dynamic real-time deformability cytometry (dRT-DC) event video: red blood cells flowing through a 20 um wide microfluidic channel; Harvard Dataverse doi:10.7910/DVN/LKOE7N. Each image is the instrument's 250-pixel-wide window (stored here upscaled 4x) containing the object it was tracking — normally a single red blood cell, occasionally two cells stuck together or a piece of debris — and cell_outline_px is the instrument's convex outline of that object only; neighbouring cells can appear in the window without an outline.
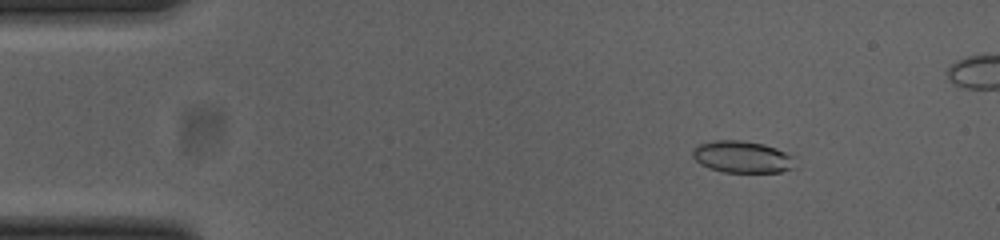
{"species": "common noctule bat (a hibernating species)", "species_latin": "Nyctalus noctula", "temperature_condition": "cold", "stored_images_in_passage": 49, "camera_frame_rate_fps": 3000, "um_per_image_px": 0.085, "animal": {"sex": "female", "body_mass_g": 23.0, "forearm_length_mm": 53.4}, "frame": {"image": 1, "passage_image": 7, "time_ms": 2.0, "image_size_px": [1000, 240], "cell_outline_px": [[792, 168], [780, 172], [724, 172], [708, 168], [700, 164], [692, 156], [692, 152], [696, 144], [716, 140], [740, 140], [764, 144], [776, 148], [792, 156]], "centroid_in_image_um": [63.01, 13.33], "position_along_channel_um": 22.0, "area_um2": 18.9}}
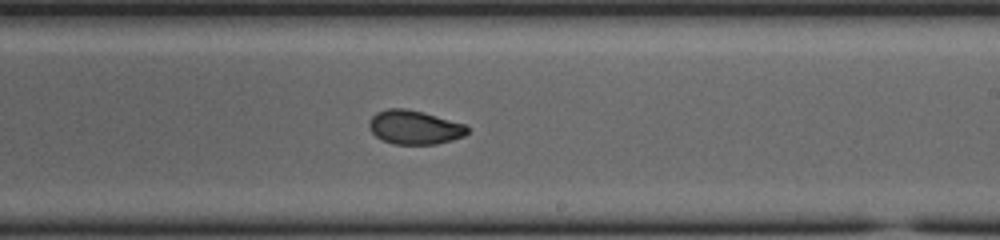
{"frame": {"image": 2, "passage_image": 31, "time_ms": 10.0, "image_size_px": [1000, 240], "cell_outline_px": [[468, 132], [464, 136], [452, 140], [436, 144], [392, 144], [376, 136], [368, 128], [368, 124], [372, 116], [376, 112], [388, 108], [404, 108], [424, 112], [464, 124], [468, 128]], "centroid_in_image_um": [35.21, 10.82], "position_along_channel_um": 253.8, "area_um2": 19.42}}
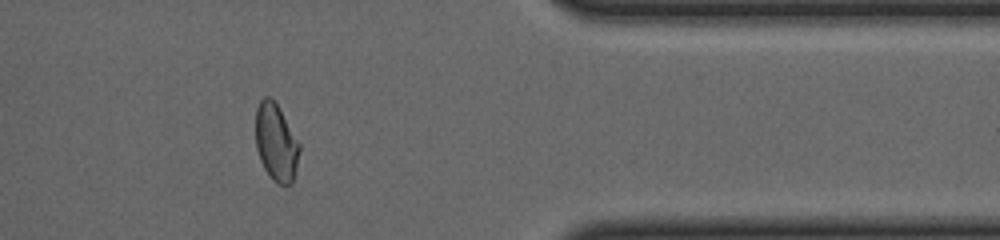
{"frame": {"image": 3, "passage_image": 43, "time_ms": 14.0, "image_size_px": [1000, 240], "cell_outline_px": [[300, 148], [296, 168], [292, 184], [276, 184], [272, 180], [264, 168], [260, 160], [256, 148], [256, 108], [260, 100], [264, 96], [268, 96], [276, 104], [300, 144]], "centroid_in_image_um": [23.45, 12.14], "position_along_channel_um": 388.0, "area_um2": 19.54}, "authors_computed_cell_mechanics": {"area_um2": 19.7676, "velocity_mm_per_s": 3.8679, "shape_relaxation_time_tau1_ms": 7.1969, "shape_relaxation_time_tau2_ms": 1.9923, "deformation_change_tau1": 0.1828, "deformation_change_tau2": 0.0533}}